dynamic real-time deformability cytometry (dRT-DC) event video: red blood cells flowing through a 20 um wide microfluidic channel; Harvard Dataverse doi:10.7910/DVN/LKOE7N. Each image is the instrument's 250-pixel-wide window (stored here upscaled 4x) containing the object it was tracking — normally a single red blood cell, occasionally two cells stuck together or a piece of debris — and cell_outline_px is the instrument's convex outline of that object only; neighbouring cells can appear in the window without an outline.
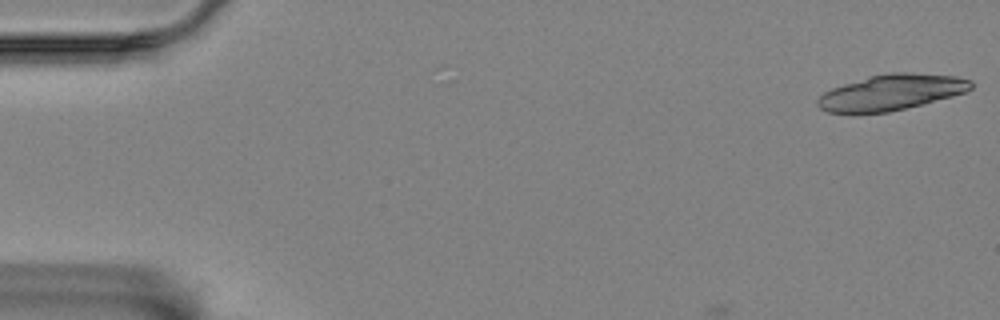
{"species": "Egyptian fruit bat (a non-hibernating species)", "species_latin": "Rousettus aegyptiacus", "temperature_condition": "room temperature", "stored_images_in_passage": 12, "camera_frame_rate_fps": 3000, "um_per_image_px": 0.085, "animal": {"sex": "female"}, "frame": {"image": 1, "passage_image": 1, "time_ms": 0.0, "image_size_px": [1000, 320], "cell_outline_px": [[972, 88], [968, 92], [888, 112], [856, 116], [852, 116], [828, 112], [820, 108], [816, 104], [816, 100], [824, 92], [832, 88], [868, 76], [892, 72], [908, 72], [956, 76], [972, 80]], "centroid_in_image_um": [75.69, 7.88], "position_along_channel_um": 9.3, "area_um2": 32.54}}